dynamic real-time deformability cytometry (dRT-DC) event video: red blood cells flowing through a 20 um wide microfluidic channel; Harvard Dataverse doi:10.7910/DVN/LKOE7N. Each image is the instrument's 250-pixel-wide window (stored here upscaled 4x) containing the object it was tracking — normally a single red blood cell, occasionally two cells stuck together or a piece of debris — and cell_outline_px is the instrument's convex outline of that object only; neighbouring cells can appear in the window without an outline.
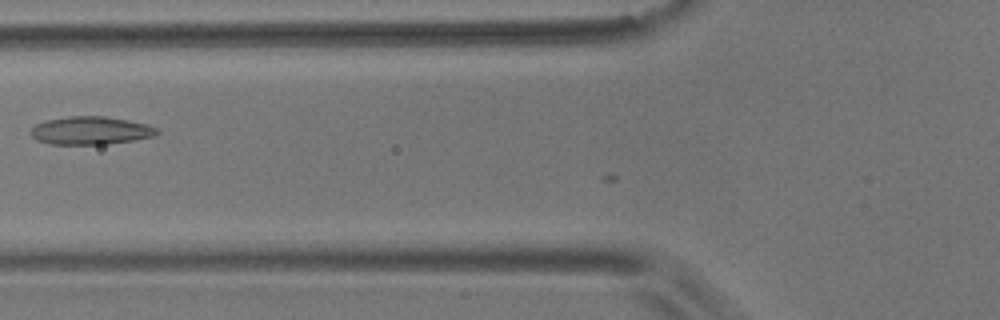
{"species": "common noctule bat (a hibernating species)", "species_latin": "Nyctalus noctula", "temperature_condition": "room temperature", "stored_images_in_passage": 4, "camera_frame_rate_fps": 3000, "um_per_image_px": 0.085, "animal": {"sex": "male", "body_mass_g": 17.9}, "frame": {"image": 1, "passage_image": 3, "time_ms": 2.333, "image_size_px": [1000, 320], "cell_outline_px": [[160, 132], [156, 136], [132, 140], [104, 144], [48, 144], [36, 140], [28, 132], [36, 124], [44, 120], [68, 116], [104, 116], [128, 120], [148, 124], [156, 128]], "centroid_in_image_um": [7.68, 11.09], "position_along_channel_um": 118.1, "area_um2": 20.75}}
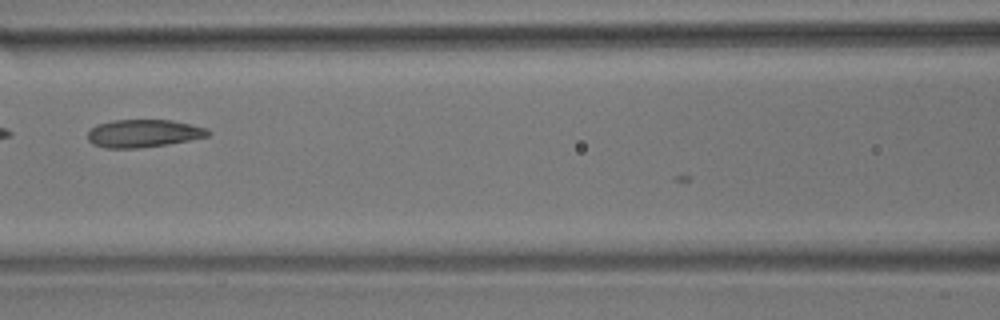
{"frame": {"image": 2, "passage_image": 4, "time_ms": 3.333, "image_size_px": [1000, 320], "cell_outline_px": [[212, 132], [208, 136], [192, 140], [168, 144], [136, 148], [104, 148], [92, 144], [88, 140], [88, 132], [96, 124], [112, 120], [172, 120], [208, 128]], "centroid_in_image_um": [12.21, 11.34], "position_along_channel_um": 154.4, "area_um2": 19.65}}